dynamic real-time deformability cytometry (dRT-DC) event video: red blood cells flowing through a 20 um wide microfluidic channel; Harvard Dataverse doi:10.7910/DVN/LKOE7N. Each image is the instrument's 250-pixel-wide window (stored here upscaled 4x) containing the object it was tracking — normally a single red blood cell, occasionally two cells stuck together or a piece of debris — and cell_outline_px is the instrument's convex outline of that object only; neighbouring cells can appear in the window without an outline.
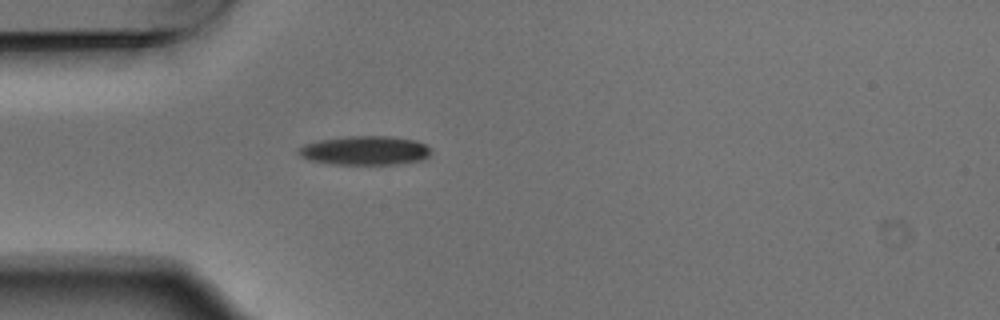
{"species": "Egyptian fruit bat (a non-hibernating species)", "species_latin": "Rousettus aegyptiacus", "temperature_condition": "warm", "stored_images_in_passage": 1, "camera_frame_rate_fps": 3000, "um_per_image_px": 0.085, "animal": {"sex": "male"}, "frame": {"image": 1, "passage_image": 1, "time_ms": 0.0, "image_size_px": [1000, 320], "cell_outline_px": [[432, 152], [428, 156], [420, 160], [396, 164], [328, 164], [308, 160], [300, 156], [296, 152], [304, 144], [320, 140], [348, 136], [392, 136], [416, 140], [432, 148]], "centroid_in_image_um": [31.02, 12.79], "position_along_channel_um": 54.0, "area_um2": 22.54}}